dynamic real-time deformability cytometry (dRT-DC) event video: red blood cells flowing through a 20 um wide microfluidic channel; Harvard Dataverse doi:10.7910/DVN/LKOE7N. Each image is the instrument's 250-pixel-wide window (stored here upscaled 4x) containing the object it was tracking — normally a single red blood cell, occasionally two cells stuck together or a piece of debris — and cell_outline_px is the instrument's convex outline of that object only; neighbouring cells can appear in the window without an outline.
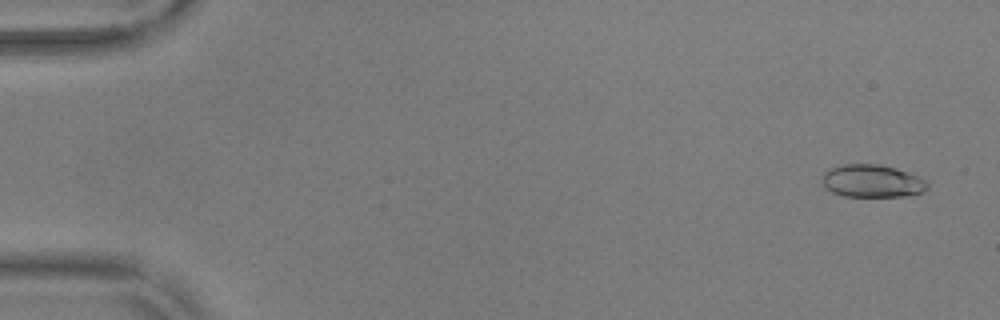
{"species": "common noctule bat (a hibernating species)", "species_latin": "Nyctalus noctula", "temperature_condition": "warm", "stored_images_in_passage": 16, "camera_frame_rate_fps": 3000, "um_per_image_px": 0.085, "animal": {"sex": "male", "body_mass_g": 17.9, "forearm_length_mm": 54.2}, "frame": {"image": 1, "passage_image": 3, "time_ms": 0.667, "image_size_px": [1000, 320], "cell_outline_px": [[928, 188], [924, 192], [900, 196], [844, 196], [832, 192], [824, 188], [820, 180], [824, 172], [832, 168], [844, 164], [876, 164], [892, 168], [916, 176], [924, 180], [928, 184]], "centroid_in_image_um": [74.06, 15.4], "position_along_channel_um": 10.9, "area_um2": 19.77}}
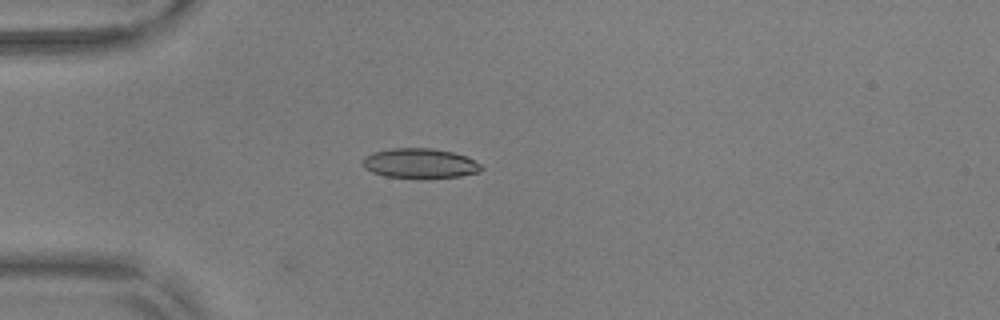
{"frame": {"image": 2, "passage_image": 16, "time_ms": 5.0, "image_size_px": [1000, 320], "cell_outline_px": [[484, 168], [480, 172], [460, 176], [420, 180], [384, 176], [372, 172], [364, 168], [360, 164], [360, 160], [364, 156], [372, 152], [392, 148], [432, 148], [452, 152], [464, 156], [480, 164]], "centroid_in_image_um": [35.63, 13.91], "position_along_channel_um": 49.4, "area_um2": 21.27}}